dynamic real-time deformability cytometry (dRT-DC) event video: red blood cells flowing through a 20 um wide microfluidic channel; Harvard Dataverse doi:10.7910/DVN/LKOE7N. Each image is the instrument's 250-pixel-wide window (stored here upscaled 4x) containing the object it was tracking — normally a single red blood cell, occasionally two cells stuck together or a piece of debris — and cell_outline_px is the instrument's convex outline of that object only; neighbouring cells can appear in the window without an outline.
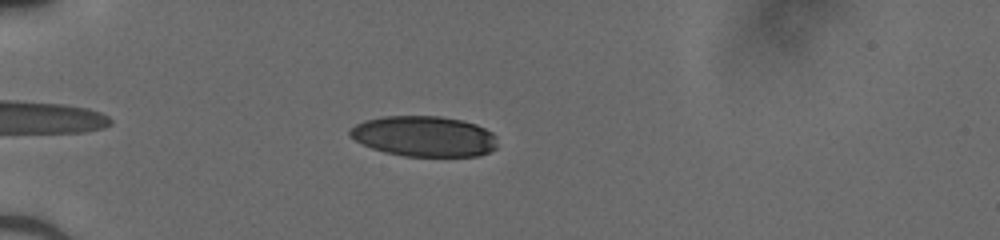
{"species": "human", "species_latin": "Homo sapiens", "temperature_condition": "cold", "stored_images_in_passage": 36, "camera_frame_rate_fps": 3000, "um_per_image_px": 0.085, "donor": {"sex": "male"}, "frame": {"image": 1, "passage_image": 5, "time_ms": 1.333, "image_size_px": [1000, 240], "cell_outline_px": [[496, 148], [488, 152], [476, 156], [404, 156], [372, 148], [348, 136], [348, 132], [356, 124], [364, 120], [384, 116], [440, 116], [460, 120], [476, 124], [492, 132], [496, 144]], "centroid_in_image_um": [36.03, 11.58], "position_along_channel_um": 49.0, "area_um2": 34.56}}
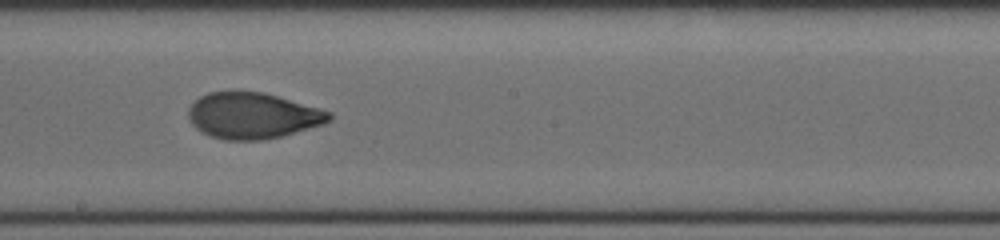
{"frame": {"image": 2, "passage_image": 20, "time_ms": 6.333, "image_size_px": [1000, 240], "cell_outline_px": [[332, 120], [324, 124], [280, 136], [264, 140], [224, 140], [200, 132], [192, 124], [188, 116], [188, 108], [200, 96], [208, 92], [240, 88], [264, 92], [332, 112]], "centroid_in_image_um": [21.44, 9.79], "position_along_channel_um": 226.8, "area_um2": 38.44}}
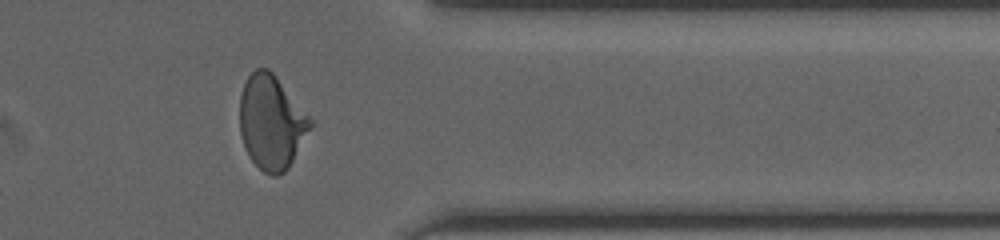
{"frame": {"image": 3, "passage_image": 32, "time_ms": 10.333, "image_size_px": [1000, 240], "cell_outline_px": [[312, 124], [288, 168], [280, 176], [272, 176], [264, 172], [248, 156], [244, 148], [240, 132], [240, 96], [244, 84], [248, 76], [256, 68], [268, 68], [276, 76], [312, 120]], "centroid_in_image_um": [23.04, 10.4], "position_along_channel_um": 388.4, "area_um2": 38.26}}